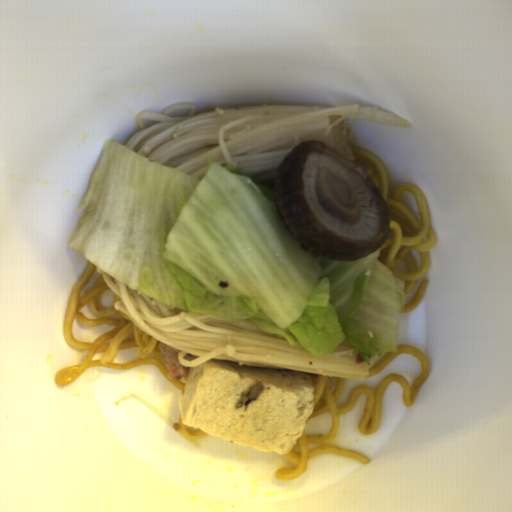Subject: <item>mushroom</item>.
I'll use <instances>...</instances> for the list:
<instances>
[{
	"mask_svg": "<svg viewBox=\"0 0 512 512\" xmlns=\"http://www.w3.org/2000/svg\"><path fill=\"white\" fill-rule=\"evenodd\" d=\"M275 202L311 258L356 261L389 236L388 207L370 175L318 140L296 145L278 164Z\"/></svg>",
	"mask_w": 512,
	"mask_h": 512,
	"instance_id": "1",
	"label": "mushroom"
}]
</instances>
